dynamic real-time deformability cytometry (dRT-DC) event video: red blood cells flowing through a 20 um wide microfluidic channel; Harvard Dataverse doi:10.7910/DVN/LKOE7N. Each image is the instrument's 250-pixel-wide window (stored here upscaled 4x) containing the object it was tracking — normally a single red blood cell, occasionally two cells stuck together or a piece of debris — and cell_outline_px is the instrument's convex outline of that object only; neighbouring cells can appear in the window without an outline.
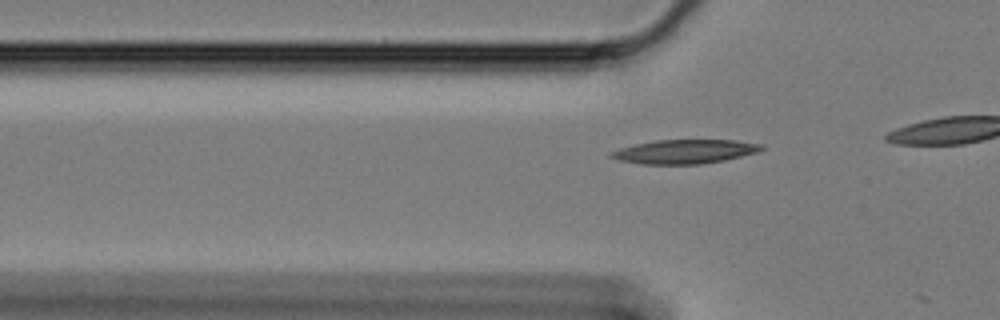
{"species": "Egyptian fruit bat (a non-hibernating species)", "species_latin": "Rousettus aegyptiacus", "temperature_condition": "cold", "stored_images_in_passage": 22, "camera_frame_rate_fps": 3000, "um_per_image_px": 0.085, "animal": {"sex": "female"}, "frame": {"image": 1, "passage_image": 15, "time_ms": 4.667, "image_size_px": [1000, 320], "cell_outline_px": [[764, 148], [760, 152], [724, 160], [700, 164], [640, 164], [620, 160], [608, 156], [608, 152], [620, 148], [652, 140], [736, 140], [764, 144]], "centroid_in_image_um": [58.22, 12.88], "position_along_channel_um": 67.6, "area_um2": 21.21}}
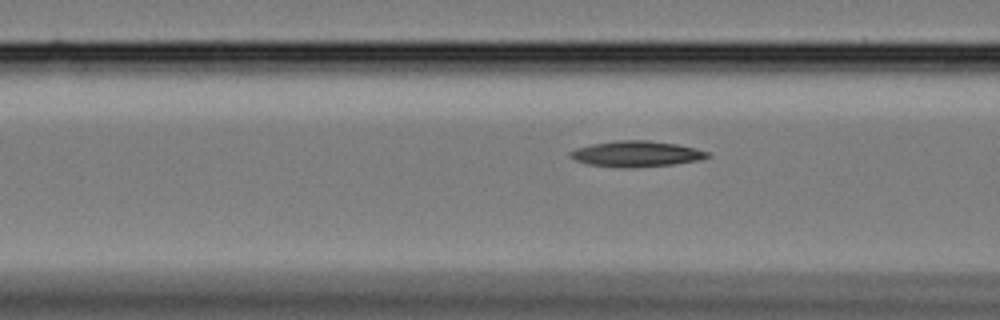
{"frame": {"image": 2, "passage_image": 19, "time_ms": 6.0, "image_size_px": [1000, 320], "cell_outline_px": [[712, 156], [700, 160], [672, 164], [628, 168], [620, 168], [588, 164], [576, 160], [568, 156], [568, 152], [576, 148], [592, 144], [616, 140], [648, 140], [676, 144], [696, 148], [708, 152]], "centroid_in_image_um": [54.08, 13.08], "position_along_channel_um": 112.5, "area_um2": 20.69}}